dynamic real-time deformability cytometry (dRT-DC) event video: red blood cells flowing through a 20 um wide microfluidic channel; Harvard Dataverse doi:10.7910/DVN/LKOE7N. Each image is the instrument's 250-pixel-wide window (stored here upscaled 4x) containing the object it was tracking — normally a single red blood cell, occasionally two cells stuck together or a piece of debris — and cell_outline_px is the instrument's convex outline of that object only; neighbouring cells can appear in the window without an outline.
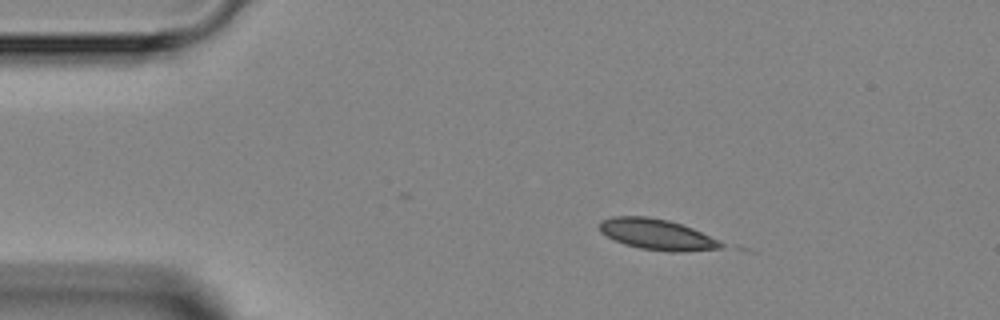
{"species": "Egyptian fruit bat (a non-hibernating species)", "species_latin": "Rousettus aegyptiacus", "temperature_condition": "room temperature", "stored_images_in_passage": 4, "camera_frame_rate_fps": 3000, "um_per_image_px": 0.085, "animal": {"sex": "female"}, "frame": {"image": 1, "passage_image": 2, "time_ms": 1.333, "image_size_px": [1000, 320], "cell_outline_px": [[728, 244], [720, 248], [684, 252], [668, 252], [640, 248], [624, 244], [600, 232], [600, 220], [612, 216], [648, 216], [668, 220], [692, 228], [720, 240]], "centroid_in_image_um": [55.87, 19.93], "position_along_channel_um": 29.1, "area_um2": 21.91}}